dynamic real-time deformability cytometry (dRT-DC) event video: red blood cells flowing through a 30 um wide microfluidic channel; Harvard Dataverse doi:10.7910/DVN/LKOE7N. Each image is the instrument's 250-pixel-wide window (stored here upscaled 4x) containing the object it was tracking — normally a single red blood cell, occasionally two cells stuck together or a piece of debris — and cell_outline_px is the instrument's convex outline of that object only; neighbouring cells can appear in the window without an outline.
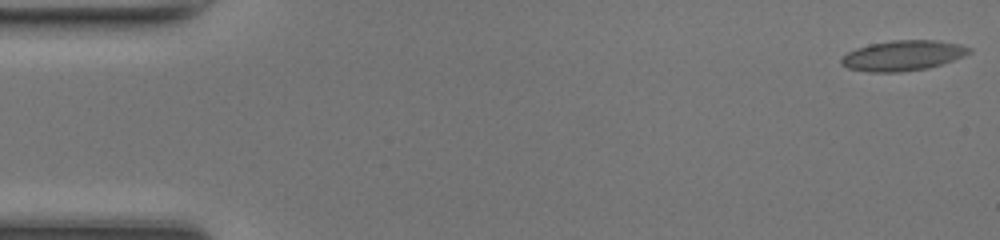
{"species": "common noctule bat (a hibernating species)", "species_latin": "Nyctalus noctula", "temperature_condition": "room temperature", "stored_images_in_passage": 48, "camera_frame_rate_fps": 3000, "um_per_image_px": 0.085, "animal": {"sex": "female", "body_mass_g": 17.0, "forearm_length_mm": 48.0}, "frame": {"image": 1, "passage_image": 1, "time_ms": 0.0, "image_size_px": [1000, 240], "cell_outline_px": [[972, 52], [964, 56], [928, 68], [900, 72], [868, 72], [848, 68], [840, 64], [840, 60], [848, 52], [856, 48], [872, 44], [892, 40], [936, 40], [960, 44], [972, 48]], "centroid_in_image_um": [76.75, 4.72], "position_along_channel_um": 8.2, "area_um2": 22.48}}
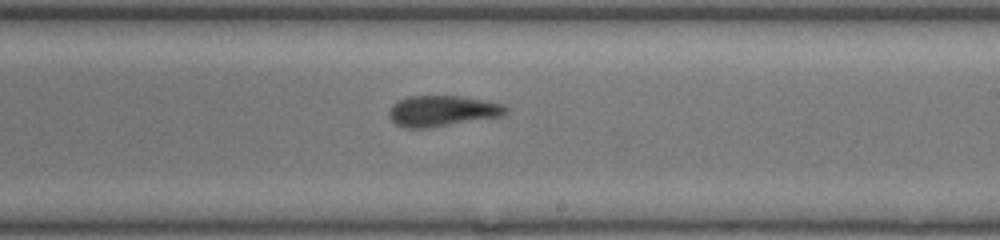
{"frame": {"image": 2, "passage_image": 28, "time_ms": 9.0, "image_size_px": [1000, 240], "cell_outline_px": [[508, 112], [500, 116], [424, 128], [404, 128], [396, 124], [388, 116], [388, 112], [392, 104], [408, 96], [460, 96], [500, 104], [508, 108]], "centroid_in_image_um": [37.52, 9.43], "position_along_channel_um": 251.5, "area_um2": 20.52}}
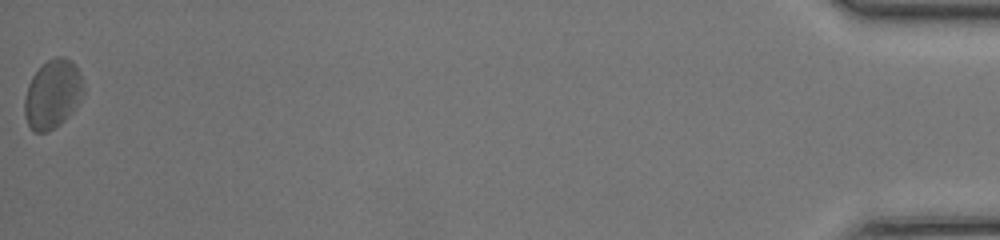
{"frame": {"image": 3, "passage_image": 48, "time_ms": 15.667, "image_size_px": [1000, 240], "cell_outline_px": [[84, 92], [68, 116], [60, 124], [44, 132], [32, 132], [24, 116], [24, 100], [28, 84], [32, 76], [48, 60], [56, 56], [64, 56], [72, 60], [80, 72], [84, 88]], "centroid_in_image_um": [4.46, 7.98], "position_along_channel_um": 430.7, "area_um2": 23.47}, "authors_computed_cell_mechanics": {"area_um2": 21.2993, "velocity_mm_per_s": 4.3127, "shape_relaxation_time_tau1_ms": 5.2436, "shape_relaxation_time_tau2_ms": 2.8768, "deformation_change_tau1": 0.1111, "deformation_change_tau2": 0.1103}}